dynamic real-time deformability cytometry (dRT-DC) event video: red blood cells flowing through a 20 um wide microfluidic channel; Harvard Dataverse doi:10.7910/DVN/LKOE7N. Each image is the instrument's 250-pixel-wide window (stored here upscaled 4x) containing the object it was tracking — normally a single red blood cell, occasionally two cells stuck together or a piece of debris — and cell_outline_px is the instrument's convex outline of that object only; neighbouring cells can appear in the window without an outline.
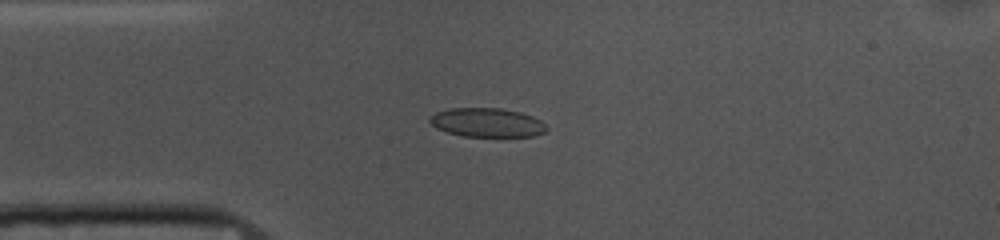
{"species": "common noctule bat (a hibernating species)", "species_latin": "Nyctalus noctula", "temperature_condition": "cold", "stored_images_in_passage": 48, "camera_frame_rate_fps": 3000, "um_per_image_px": 0.085, "animal": {"sex": "female", "body_mass_g": 10.0, "forearm_length_mm": 53.1}, "frame": {"image": 1, "passage_image": 7, "time_ms": 2.0, "image_size_px": [1000, 240], "cell_outline_px": [[548, 128], [544, 132], [536, 136], [464, 136], [448, 132], [436, 128], [428, 120], [436, 112], [452, 108], [500, 108], [520, 112], [532, 116], [540, 120]], "centroid_in_image_um": [41.41, 10.41], "position_along_channel_um": 43.6, "area_um2": 19.54}}
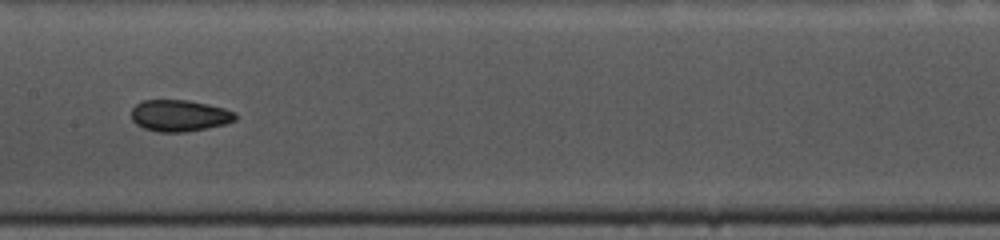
{"frame": {"image": 2, "passage_image": 20, "time_ms": 6.333, "image_size_px": [1000, 240], "cell_outline_px": [[236, 120], [224, 124], [184, 132], [156, 132], [144, 128], [136, 124], [132, 120], [132, 108], [136, 104], [144, 100], [188, 100], [208, 104], [224, 108], [236, 112]], "centroid_in_image_um": [15.24, 9.82], "position_along_channel_um": 192.2, "area_um2": 19.07}}
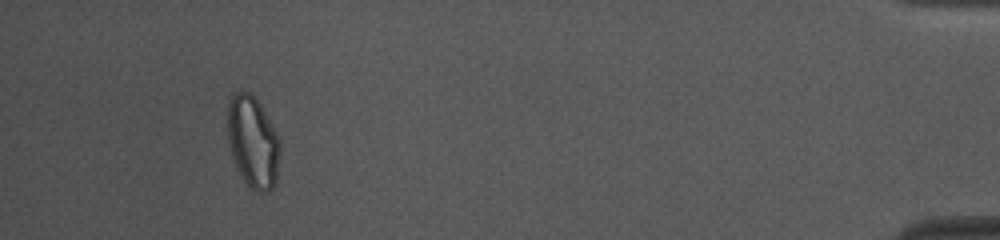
{"frame": {"image": 3, "passage_image": 44, "time_ms": 14.333, "image_size_px": [1000, 240], "cell_outline_px": [[280, 152], [276, 184], [268, 192], [256, 192], [244, 180], [232, 156], [228, 140], [228, 104], [232, 92], [248, 92], [260, 104], [276, 132], [280, 140]], "centroid_in_image_um": [21.51, 12.08], "position_along_channel_um": 413.7, "area_um2": 27.8}, "authors_computed_cell_mechanics": {"area_um2": 19.7965, "velocity_mm_per_s": 3.6868, "shape_relaxation_time_tau1_ms": null, "shape_relaxation_time_tau2_ms": 2.3759, "deformation_change_tau1": null, "deformation_change_tau2": 0.0648}}